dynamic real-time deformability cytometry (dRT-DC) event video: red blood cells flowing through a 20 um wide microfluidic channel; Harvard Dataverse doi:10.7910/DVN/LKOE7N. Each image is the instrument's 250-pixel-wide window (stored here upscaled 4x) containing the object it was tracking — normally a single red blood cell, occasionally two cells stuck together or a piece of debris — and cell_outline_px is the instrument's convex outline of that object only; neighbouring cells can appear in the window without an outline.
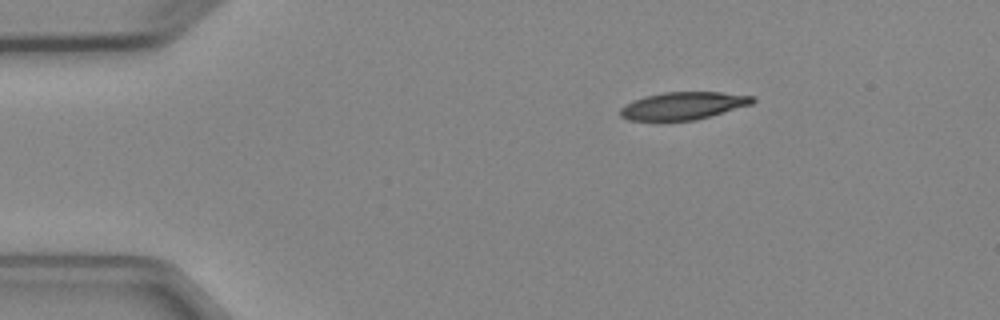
{"species": "Egyptian fruit bat (a non-hibernating species)", "species_latin": "Rousettus aegyptiacus", "temperature_condition": "cold", "stored_images_in_passage": 4, "segment_of_instrument_passage": [1, 2], "camera_frame_rate_fps": 3000, "um_per_image_px": 0.085, "animal": {"sex": "female"}, "frame": {"image": 1, "passage_image": 1, "time_ms": 0.0, "image_size_px": [1000, 320], "cell_outline_px": [[756, 100], [752, 104], [696, 120], [628, 120], [620, 116], [620, 108], [632, 100], [644, 96], [664, 92], [720, 92], [756, 96]], "centroid_in_image_um": [58.08, 8.98], "position_along_channel_um": 26.9, "area_um2": 21.27}}
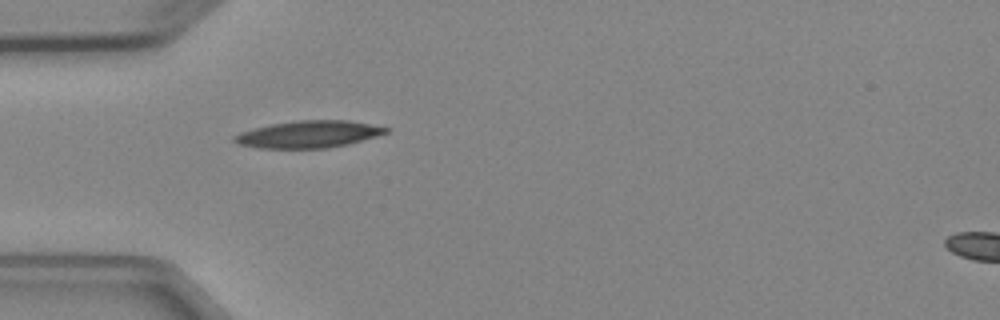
{"frame": {"image": 2, "passage_image": 3, "time_ms": 2.333, "image_size_px": [1000, 320], "cell_outline_px": [[388, 132], [376, 136], [348, 144], [328, 148], [256, 148], [240, 144], [232, 140], [232, 136], [240, 132], [272, 124], [296, 120], [348, 120], [388, 128]], "centroid_in_image_um": [26.19, 11.41], "position_along_channel_um": 58.8, "area_um2": 23.7}}